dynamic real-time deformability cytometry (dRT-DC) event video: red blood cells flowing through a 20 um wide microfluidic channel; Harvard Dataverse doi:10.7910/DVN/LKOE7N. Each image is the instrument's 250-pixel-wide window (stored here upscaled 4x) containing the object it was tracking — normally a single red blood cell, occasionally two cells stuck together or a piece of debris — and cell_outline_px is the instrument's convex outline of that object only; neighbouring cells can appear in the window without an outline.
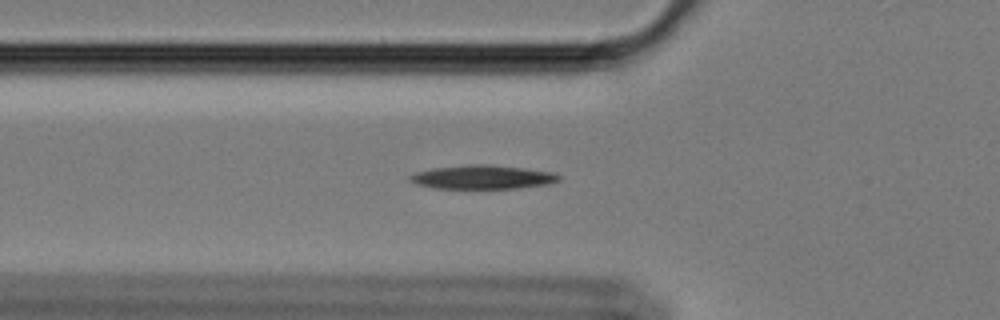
{"species": "Egyptian fruit bat (a non-hibernating species)", "species_latin": "Rousettus aegyptiacus", "temperature_condition": "cold", "stored_images_in_passage": 54, "camera_frame_rate_fps": 3000, "um_per_image_px": 0.085, "animal": {"sex": "female"}, "frame": {"image": 1, "passage_image": 15, "time_ms": 4.667, "image_size_px": [1000, 320], "cell_outline_px": [[560, 180], [548, 184], [516, 188], [436, 188], [416, 184], [408, 180], [408, 176], [416, 172], [432, 168], [472, 164], [484, 164], [520, 168], [552, 172], [560, 176]], "centroid_in_image_um": [40.97, 15.05], "position_along_channel_um": 84.8, "area_um2": 20.4}}
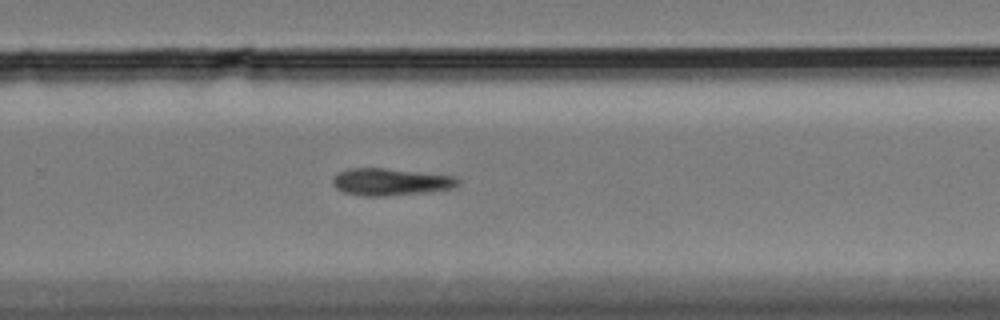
{"frame": {"image": 2, "passage_image": 34, "time_ms": 11.0, "image_size_px": [1000, 320], "cell_outline_px": [[460, 184], [452, 188], [424, 192], [384, 196], [364, 196], [344, 192], [336, 188], [332, 184], [332, 176], [340, 172], [352, 168], [384, 168], [456, 176], [460, 180]], "centroid_in_image_um": [33.19, 15.45], "position_along_channel_um": 296.6, "area_um2": 19.71}}
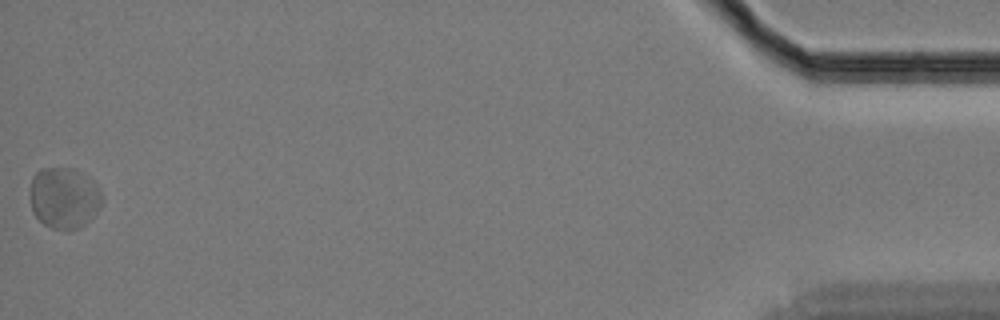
{"frame": {"image": 3, "passage_image": 54, "time_ms": 17.667, "image_size_px": [1000, 320], "cell_outline_px": [[104, 200], [96, 212], [80, 228], [52, 228], [44, 224], [32, 212], [32, 176], [40, 168], [72, 168], [88, 176], [92, 180], [100, 192]], "centroid_in_image_um": [5.46, 16.79], "position_along_channel_um": 429.7, "area_um2": 25.2}, "authors_computed_cell_mechanics": {"area_um2": 20.808, "velocity_mm_per_s": 3.343, "shape_relaxation_time_tau1_ms": 2.1858, "shape_relaxation_time_tau2_ms": null, "deformation_change_tau1": 0.083, "deformation_change_tau2": null}}